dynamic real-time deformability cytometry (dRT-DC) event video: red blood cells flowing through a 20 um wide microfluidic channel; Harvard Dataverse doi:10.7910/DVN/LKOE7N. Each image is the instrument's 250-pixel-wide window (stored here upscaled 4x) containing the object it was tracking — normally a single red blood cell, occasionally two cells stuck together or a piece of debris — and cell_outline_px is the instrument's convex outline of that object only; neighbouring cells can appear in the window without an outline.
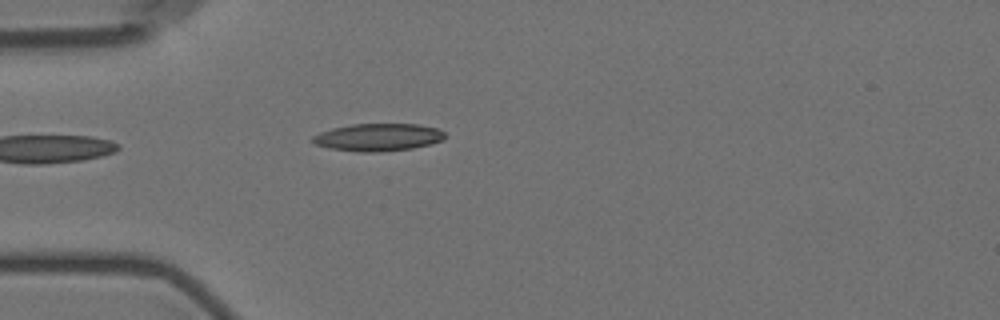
{"species": "Egyptian fruit bat (a non-hibernating species)", "species_latin": "Rousettus aegyptiacus", "temperature_condition": "room temperature", "stored_images_in_passage": 5, "camera_frame_rate_fps": 3000, "um_per_image_px": 0.085, "animal": {"sex": "female"}, "frame": {"image": 1, "passage_image": 5, "time_ms": 5.0, "image_size_px": [1000, 320], "cell_outline_px": [[448, 136], [444, 140], [432, 144], [412, 148], [380, 152], [356, 152], [328, 148], [316, 144], [312, 140], [312, 136], [320, 132], [332, 128], [352, 124], [416, 124], [440, 128]], "centroid_in_image_um": [32.19, 11.67], "position_along_channel_um": 52.8, "area_um2": 21.5}}